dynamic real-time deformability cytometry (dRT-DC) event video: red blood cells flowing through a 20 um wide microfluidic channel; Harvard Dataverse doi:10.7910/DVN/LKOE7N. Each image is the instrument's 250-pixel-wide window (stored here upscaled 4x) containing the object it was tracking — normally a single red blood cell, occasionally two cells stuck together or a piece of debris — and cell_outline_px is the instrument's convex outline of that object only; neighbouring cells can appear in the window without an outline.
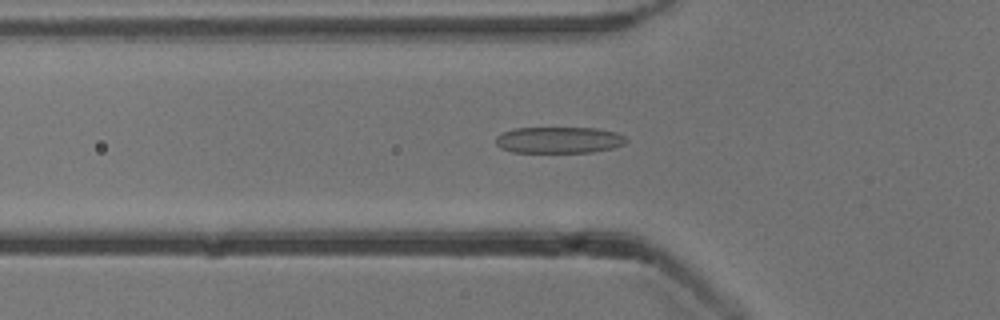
{"species": "common noctule bat (a hibernating species)", "species_latin": "Nyctalus noctula", "temperature_condition": "cold", "stored_images_in_passage": 38, "camera_frame_rate_fps": 3000, "um_per_image_px": 0.085, "animal": {"sex": "male", "body_mass_g": 13.3}, "frame": {"image": 1, "passage_image": 7, "time_ms": 2.0, "image_size_px": [1000, 320], "cell_outline_px": [[628, 140], [624, 144], [612, 148], [592, 152], [512, 152], [500, 148], [496, 144], [496, 136], [504, 132], [516, 128], [596, 128], [616, 132], [624, 136]], "centroid_in_image_um": [47.51, 11.9], "position_along_channel_um": 78.3, "area_um2": 20.0}}
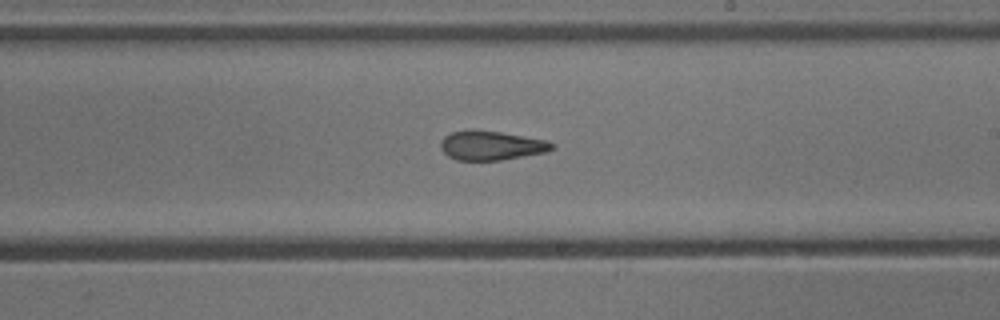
{"frame": {"image": 2, "passage_image": 20, "time_ms": 6.333, "image_size_px": [1000, 320], "cell_outline_px": [[556, 148], [548, 152], [500, 160], [456, 160], [448, 156], [440, 148], [440, 140], [444, 136], [452, 132], [472, 128], [500, 132], [548, 140], [556, 144]], "centroid_in_image_um": [41.77, 12.35], "position_along_channel_um": 247.2, "area_um2": 19.36}}
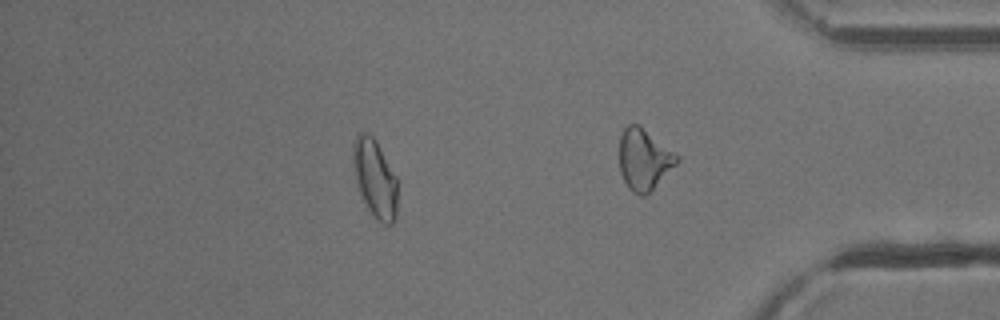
{"frame": {"image": 3, "passage_image": 31, "time_ms": 10.0, "image_size_px": [1000, 320], "cell_outline_px": [[396, 220], [392, 224], [384, 224], [376, 220], [372, 216], [360, 192], [356, 180], [352, 156], [352, 144], [356, 136], [360, 132], [368, 132], [376, 140], [396, 176]], "centroid_in_image_um": [31.86, 15.15], "position_along_channel_um": 403.3, "area_um2": 20.17}, "authors_computed_cell_mechanics": {"area_um2": 19.8254, "velocity_mm_per_s": 3.8783, "shape_relaxation_time_tau1_ms": 5.8309, "shape_relaxation_time_tau2_ms": 2.0228, "deformation_change_tau1": 0.166, "deformation_change_tau2": 0.1209}}